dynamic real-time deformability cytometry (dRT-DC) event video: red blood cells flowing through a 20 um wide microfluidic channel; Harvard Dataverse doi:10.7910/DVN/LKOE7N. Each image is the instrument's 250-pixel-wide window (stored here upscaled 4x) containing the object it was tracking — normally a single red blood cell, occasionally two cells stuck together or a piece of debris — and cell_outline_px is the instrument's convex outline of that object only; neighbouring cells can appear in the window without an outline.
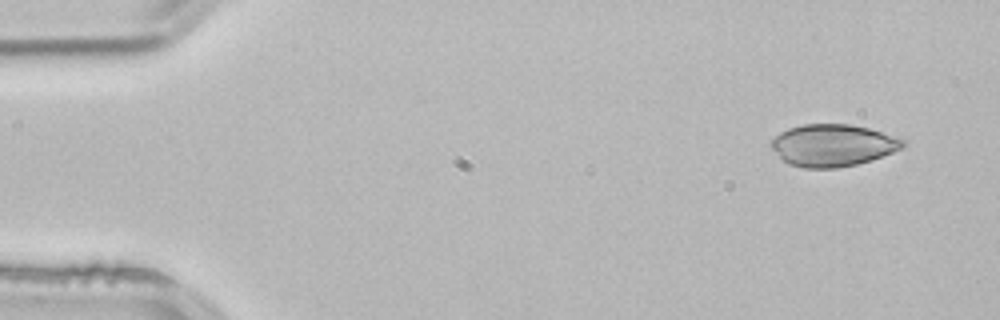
{"species": "common noctule bat (a hibernating species)", "species_latin": "Nyctalus noctula", "temperature_condition": "room temperature", "stored_images_in_passage": 3, "camera_frame_rate_fps": 3000, "um_per_image_px": 0.085, "animal": {"sex": "male", "body_mass_g": 21.5, "forearm_length_mm": 52.0}, "frame": {"image": 1, "passage_image": 1, "time_ms": 0.0, "image_size_px": [1000, 320], "cell_outline_px": [[908, 144], [904, 148], [872, 160], [856, 164], [836, 168], [804, 168], [788, 164], [768, 144], [780, 132], [788, 128], [804, 124], [852, 124], [868, 128], [904, 140]], "centroid_in_image_um": [70.79, 12.35], "position_along_channel_um": 14.2, "area_um2": 32.25}}